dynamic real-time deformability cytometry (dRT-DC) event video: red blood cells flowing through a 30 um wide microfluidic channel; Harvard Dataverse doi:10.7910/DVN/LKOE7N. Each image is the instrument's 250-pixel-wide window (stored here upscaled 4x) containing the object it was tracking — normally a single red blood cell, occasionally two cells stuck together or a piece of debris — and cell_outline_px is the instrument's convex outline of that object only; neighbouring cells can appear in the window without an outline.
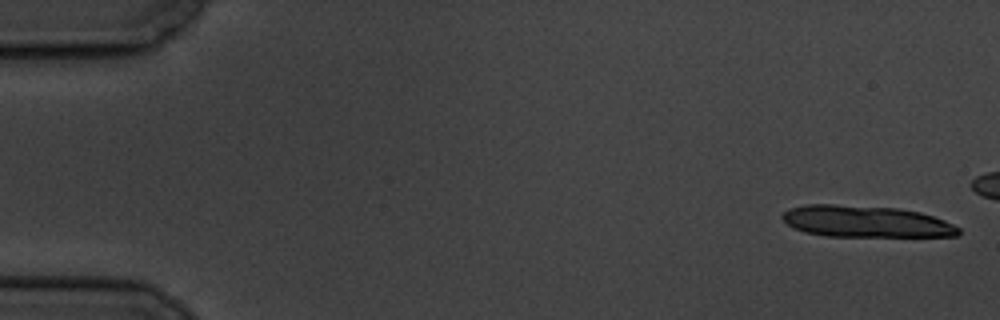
{"species": "common noctule bat (a hibernating species)", "species_latin": "Nyctalus noctula", "temperature_condition": "cold", "stored_images_in_passage": 8, "segment_of_instrument_passage": [1, 2], "camera_frame_rate_fps": 3000, "um_per_image_px": 0.085, "animal": {"sex": "male", "body_mass_g": 19.5, "forearm_length_mm": 54.6}, "frame": {"image": 1, "passage_image": 1, "time_ms": 0.0, "image_size_px": [1000, 320], "cell_outline_px": [[960, 232], [956, 236], [824, 236], [804, 232], [788, 224], [780, 216], [788, 208], [804, 204], [832, 204], [900, 208], [920, 212], [944, 220], [960, 228]], "centroid_in_image_um": [73.57, 18.82], "position_along_channel_um": 11.4, "area_um2": 32.48}}